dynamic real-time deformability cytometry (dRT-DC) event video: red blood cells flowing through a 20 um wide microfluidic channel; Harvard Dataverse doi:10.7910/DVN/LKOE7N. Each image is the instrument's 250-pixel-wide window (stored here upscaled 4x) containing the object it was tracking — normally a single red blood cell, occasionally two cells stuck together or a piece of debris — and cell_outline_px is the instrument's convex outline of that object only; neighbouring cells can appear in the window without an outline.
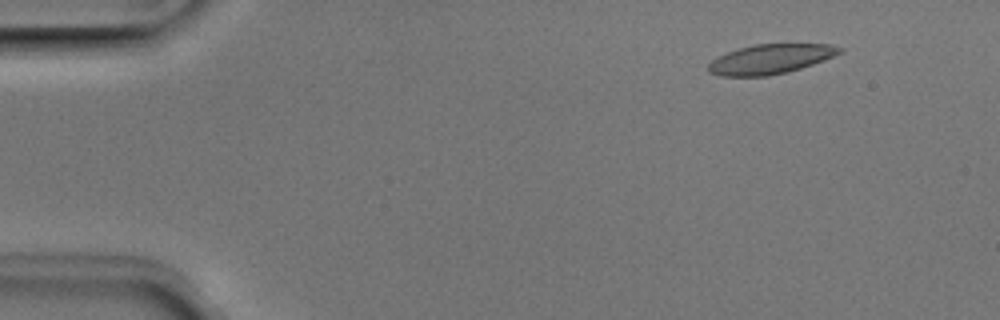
{"species": "Egyptian fruit bat (a non-hibernating species)", "species_latin": "Rousettus aegyptiacus", "temperature_condition": "room temperature", "stored_images_in_passage": 13, "camera_frame_rate_fps": 3000, "um_per_image_px": 0.085, "animal": {"sex": "male"}, "frame": {"image": 1, "passage_image": 6, "time_ms": 1.667, "image_size_px": [1000, 320], "cell_outline_px": [[844, 52], [824, 60], [800, 68], [768, 76], [720, 76], [708, 72], [708, 64], [712, 60], [728, 52], [740, 48], [756, 44], [832, 44], [844, 48]], "centroid_in_image_um": [65.52, 5.02], "position_along_channel_um": 19.5, "area_um2": 22.54}}